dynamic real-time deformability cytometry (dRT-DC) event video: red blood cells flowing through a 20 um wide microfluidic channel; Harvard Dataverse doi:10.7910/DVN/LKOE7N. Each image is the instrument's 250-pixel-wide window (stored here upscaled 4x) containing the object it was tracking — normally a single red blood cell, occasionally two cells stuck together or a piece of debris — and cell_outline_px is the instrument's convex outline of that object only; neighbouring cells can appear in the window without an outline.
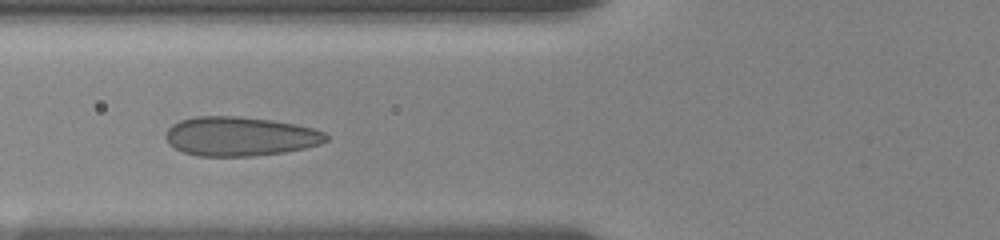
{"species": "human", "species_latin": "Homo sapiens", "temperature_condition": "room temperature", "stored_images_in_passage": 6, "camera_frame_rate_fps": 3000, "um_per_image_px": 0.085, "donor": {"sex": "female"}, "frame": {"image": 1, "passage_image": 5, "time_ms": 4.667, "image_size_px": [1000, 240], "cell_outline_px": [[328, 140], [320, 144], [304, 148], [284, 152], [252, 156], [196, 156], [184, 152], [168, 144], [164, 136], [168, 128], [172, 124], [180, 120], [192, 116], [240, 116], [272, 120], [312, 128], [324, 132], [328, 136]], "centroid_in_image_um": [20.36, 11.59], "position_along_channel_um": 105.4, "area_um2": 36.76}}